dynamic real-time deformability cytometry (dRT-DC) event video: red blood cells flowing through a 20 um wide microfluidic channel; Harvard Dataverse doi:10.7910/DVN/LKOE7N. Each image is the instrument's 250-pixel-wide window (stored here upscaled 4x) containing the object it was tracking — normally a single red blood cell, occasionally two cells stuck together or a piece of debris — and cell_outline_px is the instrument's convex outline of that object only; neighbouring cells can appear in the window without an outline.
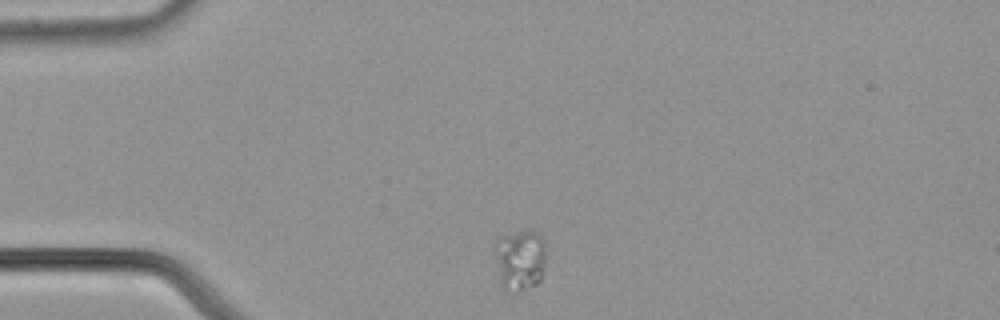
{"species": "common noctule bat (a hibernating species)", "species_latin": "Nyctalus noctula", "temperature_condition": "cold", "stored_images_in_passage": 46, "camera_frame_rate_fps": 3000, "um_per_image_px": 0.085, "animal": {"sex": "male", "body_mass_g": 21.5, "forearm_length_mm": 52.0}, "frame": {"image": 1, "passage_image": 1, "time_ms": 0.0, "image_size_px": [1000, 320], "cell_outline_px": [[544, 260], [540, 280], [536, 284], [516, 292], [504, 288], [500, 284], [496, 256], [496, 240], [500, 236], [516, 232], [536, 232], [540, 236], [544, 244]], "centroid_in_image_um": [44.18, 22.09], "position_along_channel_um": 40.8, "area_um2": 17.63}}
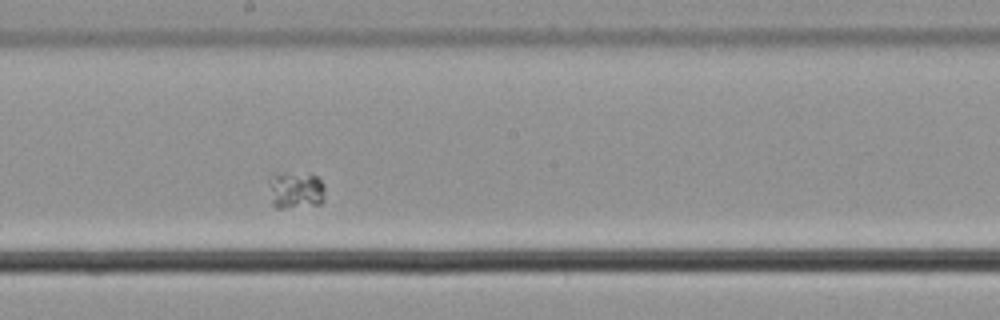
{"frame": {"image": 2, "passage_image": 20, "time_ms": 6.333, "image_size_px": [1000, 320], "cell_outline_px": [[324, 200], [320, 204], [280, 208], [276, 208], [272, 204], [272, 172], [308, 172], [316, 176], [324, 184]], "centroid_in_image_um": [25.19, 16.12], "position_along_channel_um": 223.0, "area_um2": 12.14}}
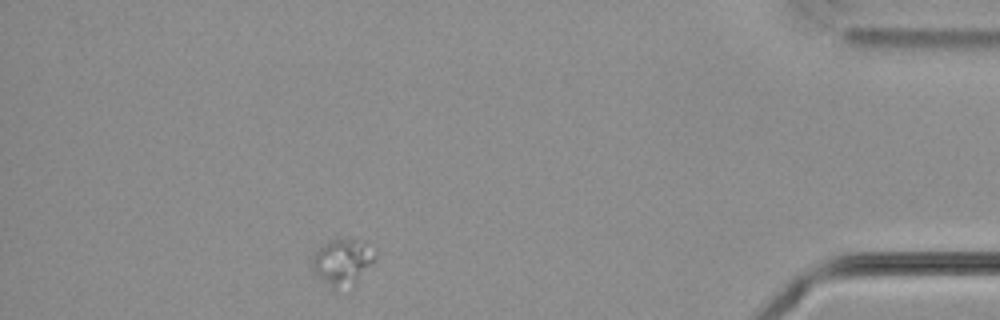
{"frame": {"image": 3, "passage_image": 40, "time_ms": 13.0, "image_size_px": [1000, 320], "cell_outline_px": [[376, 260], [356, 280], [336, 292], [332, 292], [312, 268], [312, 252], [316, 248], [328, 240], [336, 236], [340, 236], [356, 240], [364, 244], [376, 256]], "centroid_in_image_um": [29.01, 22.24], "position_along_channel_um": 406.2, "area_um2": 17.11}}